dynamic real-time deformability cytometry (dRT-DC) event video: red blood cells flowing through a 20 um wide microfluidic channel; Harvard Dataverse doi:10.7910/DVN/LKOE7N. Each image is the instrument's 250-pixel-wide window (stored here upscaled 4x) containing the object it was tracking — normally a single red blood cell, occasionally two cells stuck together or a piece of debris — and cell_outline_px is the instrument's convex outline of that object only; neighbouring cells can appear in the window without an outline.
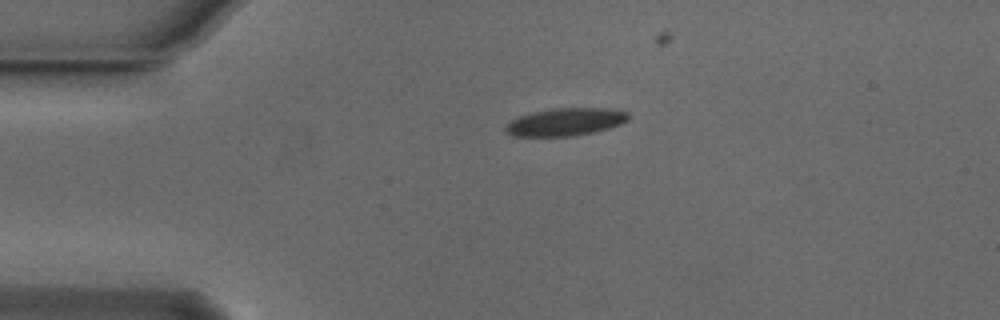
{"species": "Egyptian fruit bat (a non-hibernating species)", "species_latin": "Rousettus aegyptiacus", "temperature_condition": "cold", "stored_images_in_passage": 31, "camera_frame_rate_fps": 3000, "um_per_image_px": 0.085, "animal": {"sex": "male"}, "frame": {"image": 1, "passage_image": 1, "time_ms": 0.0, "image_size_px": [1000, 320], "cell_outline_px": [[628, 120], [620, 124], [608, 128], [592, 132], [572, 136], [512, 136], [504, 132], [504, 128], [512, 120], [520, 116], [532, 112], [552, 108], [604, 108], [628, 112]], "centroid_in_image_um": [48.03, 10.36], "position_along_channel_um": 37.0, "area_um2": 19.65}}
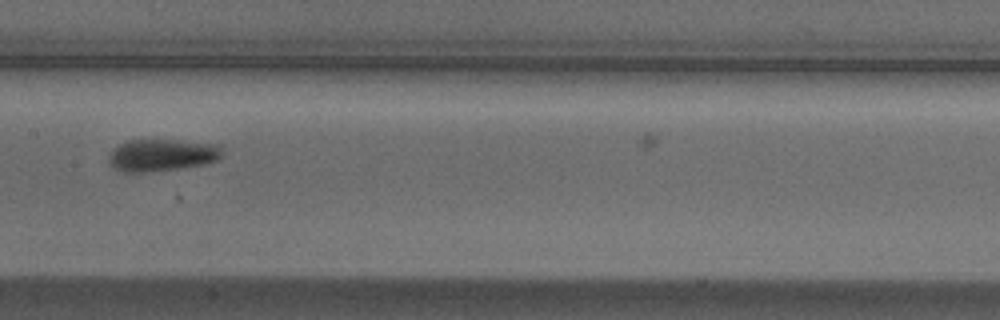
{"frame": {"image": 2, "passage_image": 16, "time_ms": 5.0, "image_size_px": [1000, 320], "cell_outline_px": [[220, 156], [216, 160], [204, 164], [176, 168], [144, 172], [124, 172], [112, 168], [108, 160], [112, 148], [128, 140], [176, 140], [220, 144]], "centroid_in_image_um": [13.71, 13.17], "position_along_channel_um": 193.7, "area_um2": 21.04}}
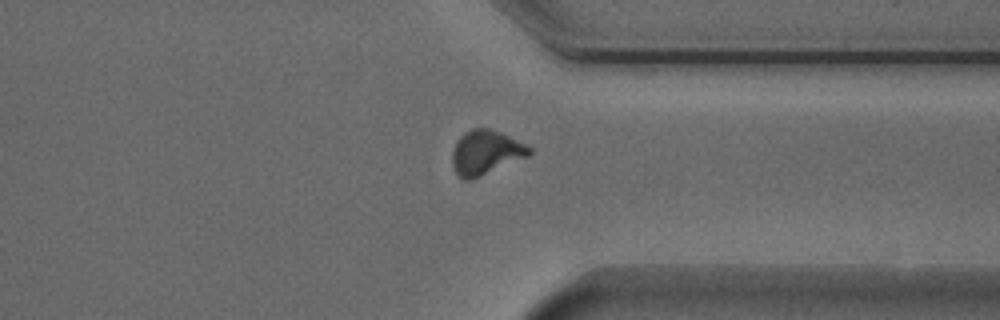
{"frame": {"image": 3, "passage_image": 30, "time_ms": 9.667, "image_size_px": [1000, 320], "cell_outline_px": [[532, 152], [528, 156], [480, 176], [468, 180], [464, 180], [456, 172], [452, 164], [452, 152], [456, 140], [464, 132], [472, 128], [488, 128], [500, 132], [532, 148]], "centroid_in_image_um": [41.26, 12.94], "position_along_channel_um": 370.1, "area_um2": 19.65}}